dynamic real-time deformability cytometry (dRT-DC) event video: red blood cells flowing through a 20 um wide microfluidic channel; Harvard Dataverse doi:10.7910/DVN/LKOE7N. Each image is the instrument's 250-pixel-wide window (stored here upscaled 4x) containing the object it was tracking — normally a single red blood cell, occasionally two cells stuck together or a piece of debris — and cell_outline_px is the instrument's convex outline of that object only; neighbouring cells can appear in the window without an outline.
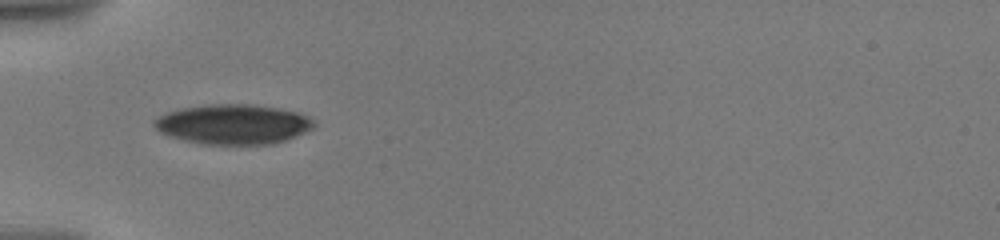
{"species": "human", "species_latin": "Homo sapiens", "temperature_condition": "warm", "stored_images_in_passage": 60, "camera_frame_rate_fps": 3000, "um_per_image_px": 0.085, "donor": {"sex": "male"}, "frame": {"image": 1, "passage_image": 1, "time_ms": 0.0, "image_size_px": [1000, 240], "cell_outline_px": [[316, 124], [312, 128], [296, 136], [272, 144], [204, 144], [184, 140], [160, 132], [152, 124], [152, 120], [168, 112], [180, 108], [204, 104], [252, 104], [280, 108], [296, 112], [308, 116], [316, 120]], "centroid_in_image_um": [19.83, 10.54], "position_along_channel_um": 65.2, "area_um2": 37.17}}
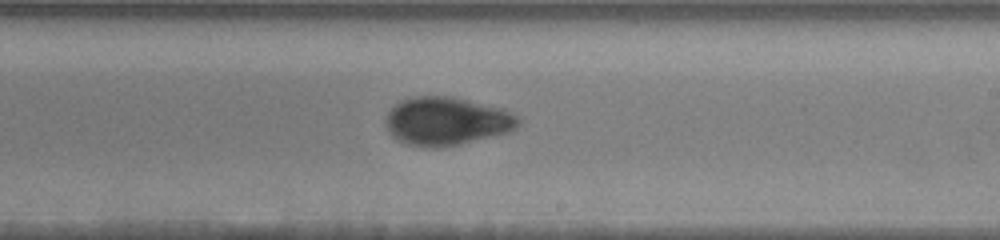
{"frame": {"image": 2, "passage_image": 29, "time_ms": 5.333, "image_size_px": [1000, 240], "cell_outline_px": [[520, 124], [516, 128], [508, 132], [460, 144], [440, 148], [432, 148], [408, 144], [396, 140], [388, 132], [384, 124], [384, 120], [388, 112], [400, 100], [416, 96], [452, 96], [504, 108], [520, 116]], "centroid_in_image_um": [37.96, 10.3], "position_along_channel_um": 251.0, "area_um2": 37.74}}
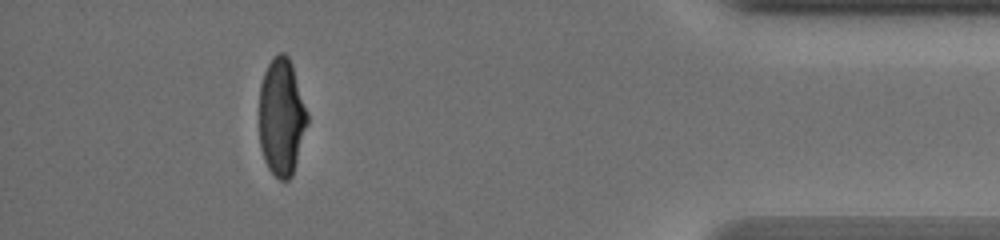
{"frame": {"image": 3, "passage_image": 54, "time_ms": 11.0, "image_size_px": [1000, 240], "cell_outline_px": [[308, 124], [292, 176], [288, 180], [280, 180], [268, 168], [264, 160], [260, 144], [260, 84], [264, 72], [268, 64], [280, 52], [284, 52], [288, 56], [292, 64], [308, 112]], "centroid_in_image_um": [23.94, 9.95], "position_along_channel_um": 411.3, "area_um2": 32.89}, "authors_computed_cell_mechanics": {"area_um2": 36.5585, "velocity_mm_per_s": 3.5666, "shape_relaxation_time_tau1_ms": 5.5797, "shape_relaxation_time_tau2_ms": 1.146, "deformation_change_tau1": 0.1918, "deformation_change_tau2": 0.0448}}